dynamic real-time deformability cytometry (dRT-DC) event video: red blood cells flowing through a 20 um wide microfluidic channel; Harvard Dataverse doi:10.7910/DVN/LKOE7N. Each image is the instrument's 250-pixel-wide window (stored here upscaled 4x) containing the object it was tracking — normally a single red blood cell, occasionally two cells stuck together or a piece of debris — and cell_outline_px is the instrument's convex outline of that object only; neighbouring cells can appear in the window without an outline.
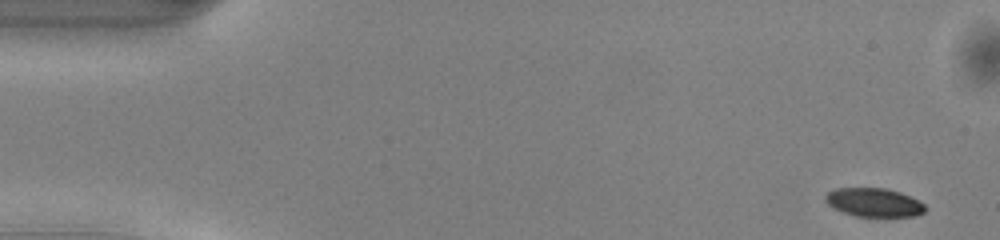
{"species": "common noctule bat (a hibernating species)", "species_latin": "Nyctalus noctula", "temperature_condition": "warm", "stored_images_in_passage": 46, "camera_frame_rate_fps": 3000, "um_per_image_px": 0.085, "animal": {"sex": "male", "body_mass_g": 13.0, "forearm_length_mm": 53.1}, "frame": {"image": 1, "passage_image": 1, "time_ms": 0.0, "image_size_px": [1000, 240], "cell_outline_px": [[924, 212], [916, 216], [856, 216], [832, 208], [824, 200], [824, 196], [828, 192], [836, 188], [884, 188], [900, 192], [924, 204]], "centroid_in_image_um": [74.23, 17.2], "position_along_channel_um": 10.8, "area_um2": 16.47}}
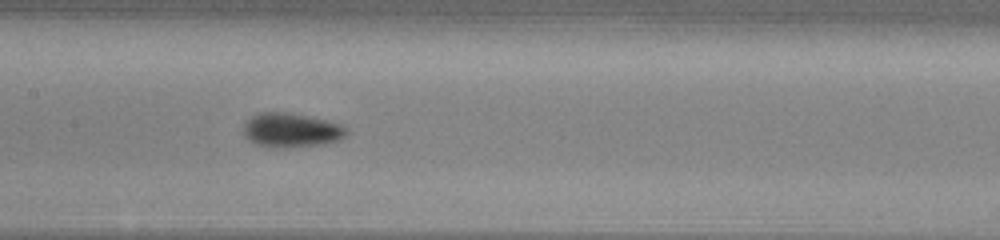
{"frame": {"image": 2, "passage_image": 23, "time_ms": 7.333, "image_size_px": [1000, 240], "cell_outline_px": [[348, 132], [340, 140], [324, 144], [284, 148], [272, 148], [256, 144], [248, 140], [244, 136], [244, 124], [256, 112], [288, 112], [308, 116], [340, 124], [348, 128]], "centroid_in_image_um": [24.74, 11.07], "position_along_channel_um": 182.7, "area_um2": 20.75}}
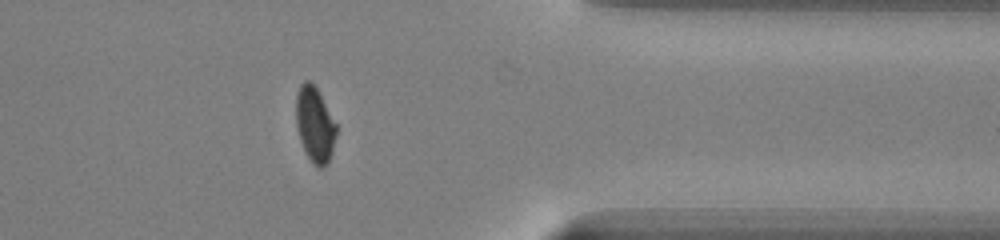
{"frame": {"image": 3, "passage_image": 39, "time_ms": 12.667, "image_size_px": [1000, 240], "cell_outline_px": [[336, 136], [332, 152], [324, 168], [316, 168], [312, 164], [300, 140], [296, 124], [296, 96], [300, 84], [304, 80], [308, 80], [316, 88], [336, 124]], "centroid_in_image_um": [26.75, 10.61], "position_along_channel_um": 384.7, "area_um2": 17.46}}